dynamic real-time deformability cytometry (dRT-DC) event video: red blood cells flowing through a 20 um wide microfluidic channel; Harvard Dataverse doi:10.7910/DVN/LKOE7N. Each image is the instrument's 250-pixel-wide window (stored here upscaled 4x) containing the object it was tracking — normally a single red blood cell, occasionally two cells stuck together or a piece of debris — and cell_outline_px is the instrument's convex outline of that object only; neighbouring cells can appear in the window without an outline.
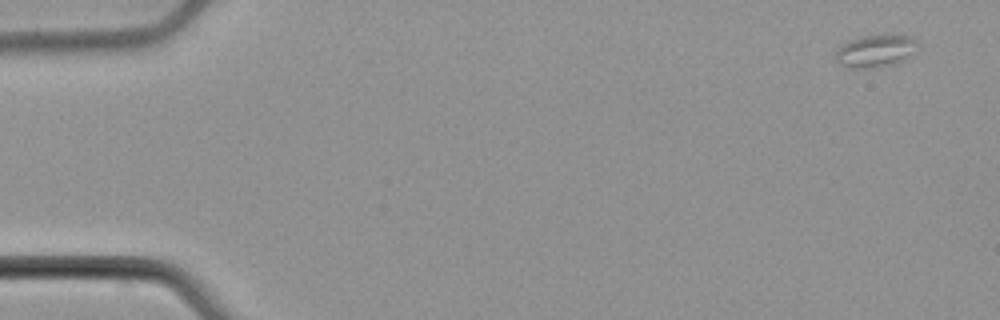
{"species": "common noctule bat (a hibernating species)", "species_latin": "Nyctalus noctula", "temperature_condition": "cold", "stored_images_in_passage": 6, "camera_frame_rate_fps": 3000, "um_per_image_px": 0.085, "animal": {"sex": "male", "body_mass_g": 21.5, "forearm_length_mm": 52.0}, "frame": {"image": 1, "passage_image": 1, "time_ms": 0.0, "image_size_px": [1000, 320], "cell_outline_px": [[920, 44], [908, 60], [896, 64], [872, 68], [852, 68], [840, 64], [836, 60], [836, 52], [844, 44], [852, 40], [864, 36], [912, 36]], "centroid_in_image_um": [74.5, 4.37], "position_along_channel_um": 10.5, "area_um2": 15.37}}
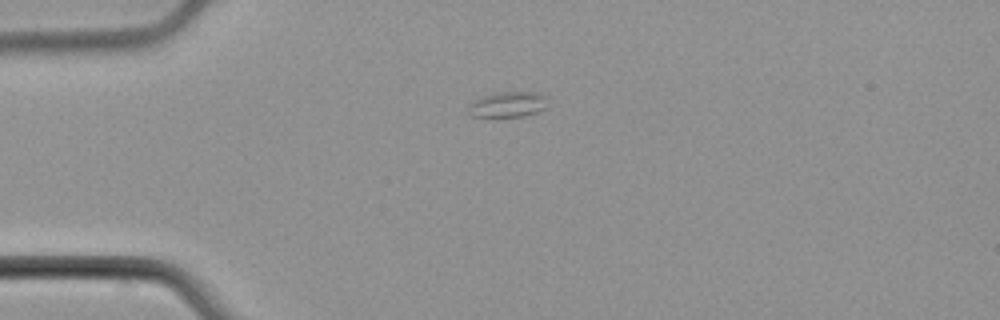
{"frame": {"image": 2, "passage_image": 4, "time_ms": 3.667, "image_size_px": [1000, 320], "cell_outline_px": [[544, 108], [536, 112], [524, 116], [468, 116], [468, 104], [472, 100], [492, 92], [540, 92], [544, 96]], "centroid_in_image_um": [43.07, 8.86], "position_along_channel_um": 41.9, "area_um2": 11.73}}